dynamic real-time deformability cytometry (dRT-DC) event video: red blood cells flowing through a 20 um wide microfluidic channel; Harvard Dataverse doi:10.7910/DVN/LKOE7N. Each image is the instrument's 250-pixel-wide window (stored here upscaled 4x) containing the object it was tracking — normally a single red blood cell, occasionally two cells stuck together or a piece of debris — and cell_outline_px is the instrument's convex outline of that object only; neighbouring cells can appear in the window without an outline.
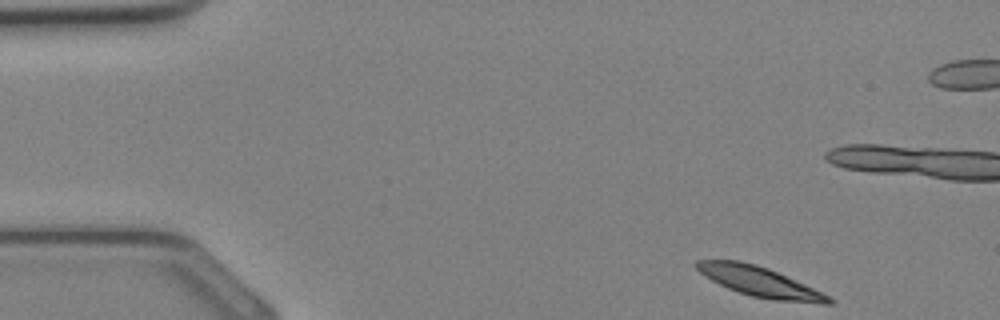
{"species": "Egyptian fruit bat (a non-hibernating species)", "species_latin": "Rousettus aegyptiacus", "temperature_condition": "cold", "stored_images_in_passage": 33, "camera_frame_rate_fps": 3000, "um_per_image_px": 0.085, "animal": {"sex": "female"}, "frame": {"image": 1, "passage_image": 1, "time_ms": 0.0, "image_size_px": [1000, 320], "cell_outline_px": [[836, 304], [820, 304], [776, 300], [752, 296], [728, 288], [704, 276], [692, 264], [696, 260], [740, 260], [756, 264], [768, 268], [832, 296], [836, 300]], "centroid_in_image_um": [64.63, 23.95], "position_along_channel_um": 20.4, "area_um2": 23.18}}